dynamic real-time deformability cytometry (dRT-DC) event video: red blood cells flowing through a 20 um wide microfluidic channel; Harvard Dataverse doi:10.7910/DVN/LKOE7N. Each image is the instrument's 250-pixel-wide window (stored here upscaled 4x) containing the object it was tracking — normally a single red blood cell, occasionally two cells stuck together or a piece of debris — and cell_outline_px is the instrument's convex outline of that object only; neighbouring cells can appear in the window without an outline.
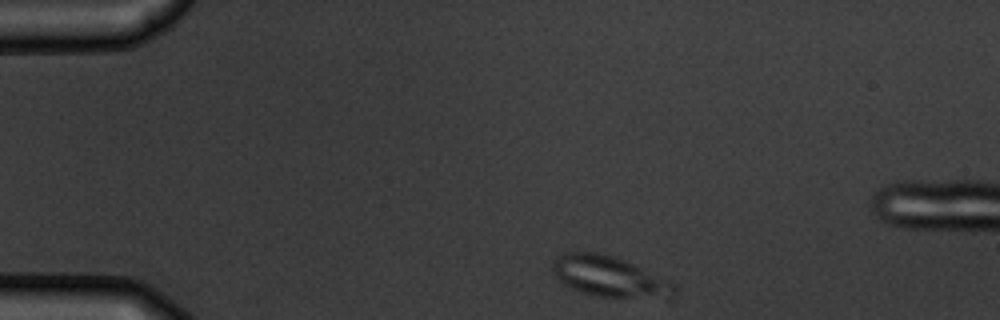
{"species": "common noctule bat (a hibernating species)", "species_latin": "Nyctalus noctula", "temperature_condition": "warm", "stored_images_in_passage": 14, "camera_frame_rate_fps": 3000, "um_per_image_px": 0.085, "animal": {"sex": "male", "body_mass_g": 19.5, "forearm_length_mm": 54.6}, "frame": {"image": 1, "passage_image": 1, "time_ms": 0.0, "image_size_px": [1000, 320], "cell_outline_px": [[680, 292], [672, 300], [668, 300], [596, 296], [568, 288], [552, 272], [552, 260], [556, 256], [564, 252], [600, 252], [624, 260], [676, 284]], "centroid_in_image_um": [51.87, 23.55], "position_along_channel_um": 33.1, "area_um2": 29.65}}
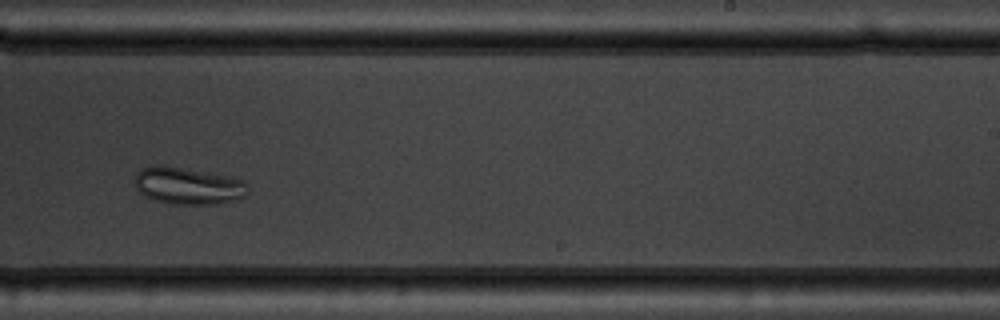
{"frame": {"image": 2, "passage_image": 8, "time_ms": 8.0, "image_size_px": [1000, 320], "cell_outline_px": [[248, 192], [244, 196], [236, 200], [220, 204], [172, 204], [152, 200], [144, 196], [136, 188], [136, 172], [144, 168], [180, 168], [232, 176], [244, 180], [248, 184]], "centroid_in_image_um": [16.07, 15.84], "position_along_channel_um": 272.9, "area_um2": 24.04}}
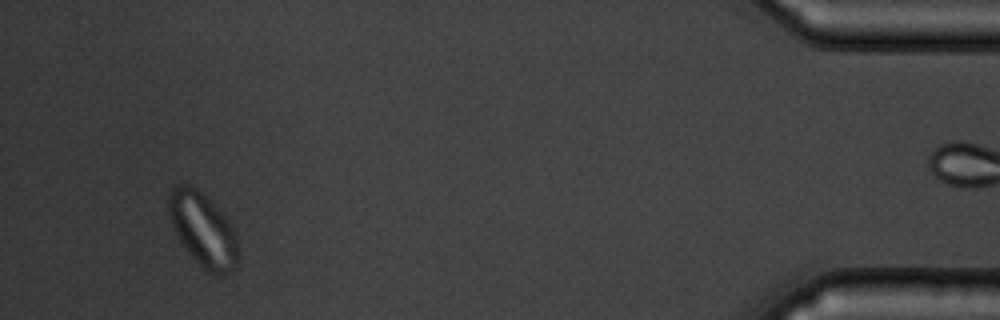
{"frame": {"image": 3, "passage_image": 12, "time_ms": 13.667, "image_size_px": [1000, 320], "cell_outline_px": [[236, 268], [232, 272], [216, 276], [208, 272], [192, 256], [180, 240], [172, 224], [168, 212], [168, 192], [176, 184], [188, 184], [200, 192], [232, 224], [236, 236]], "centroid_in_image_um": [17.24, 19.53], "position_along_channel_um": 418.0, "area_um2": 29.19}}